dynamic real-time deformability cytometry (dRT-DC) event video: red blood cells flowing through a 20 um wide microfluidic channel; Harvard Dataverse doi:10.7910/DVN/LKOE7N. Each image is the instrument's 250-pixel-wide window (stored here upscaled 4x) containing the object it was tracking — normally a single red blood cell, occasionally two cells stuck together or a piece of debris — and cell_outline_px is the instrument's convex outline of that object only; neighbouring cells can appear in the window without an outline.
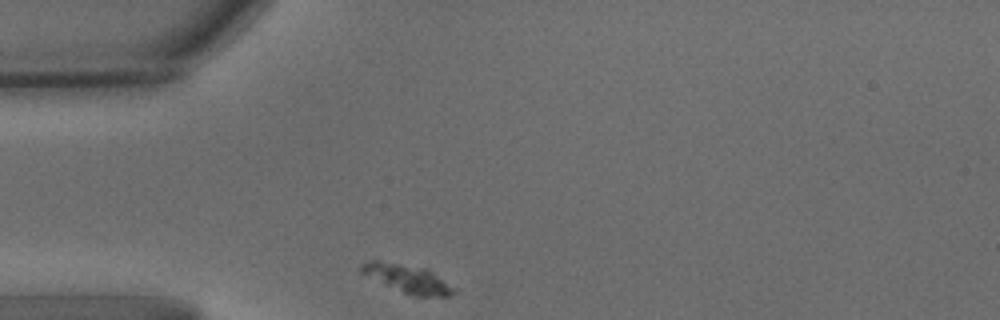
{"species": "common noctule bat (a hibernating species)", "species_latin": "Nyctalus noctula", "temperature_condition": "warm", "stored_images_in_passage": 34, "camera_frame_rate_fps": 3000, "um_per_image_px": 0.085, "animal": {"sex": "male", "body_mass_g": 15.6}, "frame": {"image": 1, "passage_image": 1, "time_ms": 0.0, "image_size_px": [1000, 320], "cell_outline_px": [[460, 292], [448, 296], [416, 296], [404, 292], [384, 284], [360, 272], [360, 264], [372, 260], [380, 260], [424, 268], [432, 272], [456, 288]], "centroid_in_image_um": [34.67, 23.68], "position_along_channel_um": 50.3, "area_um2": 15.03}}
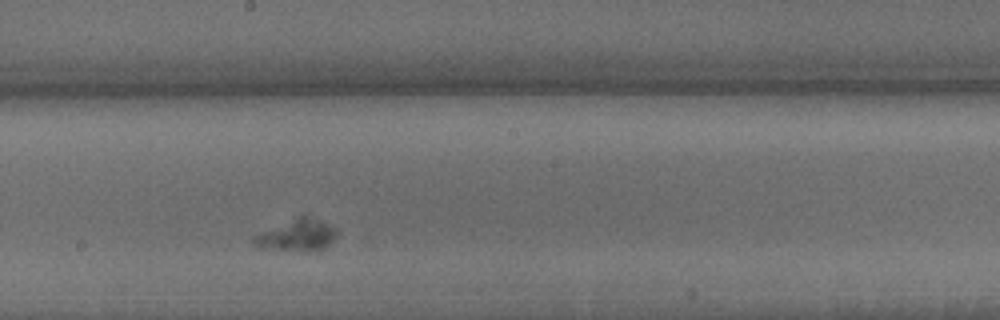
{"frame": {"image": 2, "passage_image": 19, "time_ms": 6.0, "image_size_px": [1000, 320], "cell_outline_px": [[336, 236], [324, 248], [304, 252], [256, 248], [252, 244], [252, 240], [256, 236], [264, 232], [300, 216], [304, 216], [320, 220], [336, 228]], "centroid_in_image_um": [25.24, 20.04], "position_along_channel_um": 223.0, "area_um2": 14.91}}
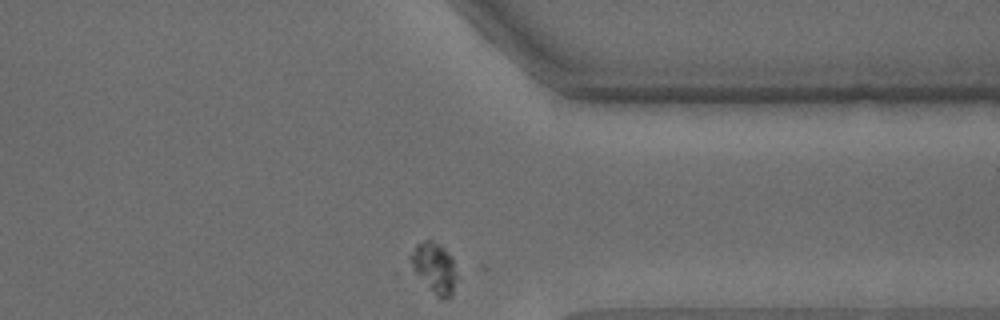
{"frame": {"image": 3, "passage_image": 34, "time_ms": 11.0, "image_size_px": [1000, 320], "cell_outline_px": [[456, 280], [452, 296], [444, 300], [440, 300], [436, 296], [412, 268], [408, 256], [416, 244], [424, 240], [432, 240], [440, 244], [452, 256], [456, 276]], "centroid_in_image_um": [36.92, 22.76], "position_along_channel_um": 374.5, "area_um2": 13.64}}